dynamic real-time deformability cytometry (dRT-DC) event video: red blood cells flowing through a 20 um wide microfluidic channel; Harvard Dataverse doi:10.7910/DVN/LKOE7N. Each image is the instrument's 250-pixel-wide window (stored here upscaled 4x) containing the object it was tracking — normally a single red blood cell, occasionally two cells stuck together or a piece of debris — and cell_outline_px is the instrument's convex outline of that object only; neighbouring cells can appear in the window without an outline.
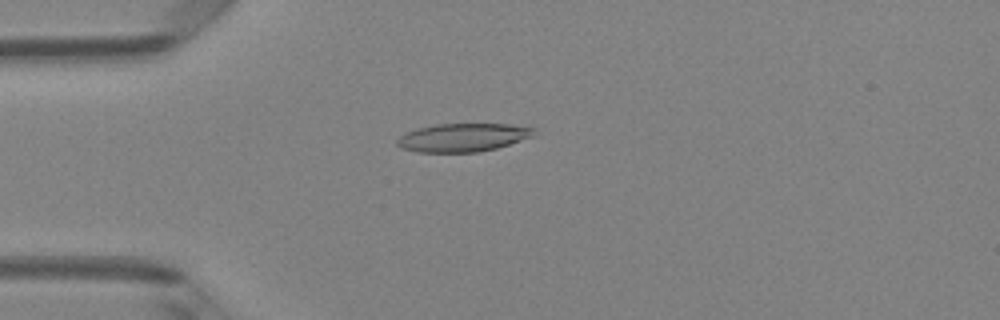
{"species": "Egyptian fruit bat (a non-hibernating species)", "species_latin": "Rousettus aegyptiacus", "temperature_condition": "room temperature", "stored_images_in_passage": 2, "camera_frame_rate_fps": 3000, "um_per_image_px": 0.085, "animal": {"sex": "female"}, "frame": {"image": 1, "passage_image": 2, "time_ms": 0.333, "image_size_px": [1000, 320], "cell_outline_px": [[536, 128], [532, 136], [496, 148], [476, 152], [416, 152], [400, 148], [396, 144], [396, 140], [400, 136], [408, 132], [420, 128], [436, 124], [508, 124]], "centroid_in_image_um": [39.31, 11.69], "position_along_channel_um": 45.7, "area_um2": 22.31}}